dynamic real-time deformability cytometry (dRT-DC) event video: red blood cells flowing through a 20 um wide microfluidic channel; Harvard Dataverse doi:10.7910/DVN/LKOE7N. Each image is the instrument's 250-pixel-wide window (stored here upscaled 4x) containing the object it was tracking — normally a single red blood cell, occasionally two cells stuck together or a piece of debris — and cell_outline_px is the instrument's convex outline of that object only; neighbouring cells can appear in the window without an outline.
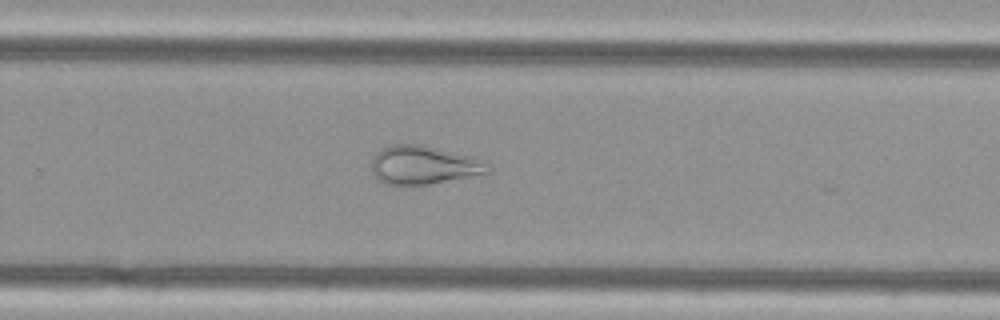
{"species": "Egyptian fruit bat (a non-hibernating species)", "species_latin": "Rousettus aegyptiacus", "temperature_condition": "cold", "stored_images_in_passage": 55, "camera_frame_rate_fps": 3000, "um_per_image_px": 0.085, "animal": {"sex": "female"}, "frame": {"image": 1, "passage_image": 36, "time_ms": 11.667, "image_size_px": [1000, 320], "cell_outline_px": [[492, 168], [488, 172], [428, 184], [388, 184], [380, 180], [372, 172], [372, 156], [380, 148], [392, 144], [416, 144], [476, 156], [488, 160], [492, 164]], "centroid_in_image_um": [36.06, 14.0], "position_along_channel_um": 293.7, "area_um2": 26.13}}
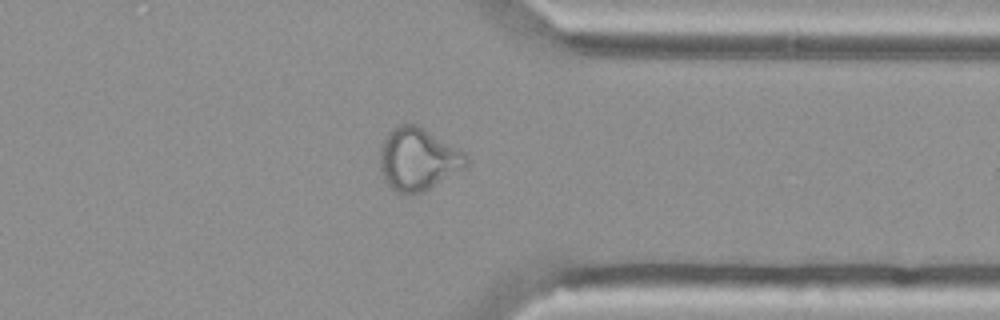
{"frame": {"image": 2, "passage_image": 43, "time_ms": 14.0, "image_size_px": [1000, 320], "cell_outline_px": [[468, 168], [412, 196], [408, 196], [396, 192], [384, 180], [380, 172], [380, 148], [384, 136], [396, 124], [420, 124], [464, 152], [468, 156]], "centroid_in_image_um": [35.53, 13.52], "position_along_channel_um": 375.9, "area_um2": 32.14}}
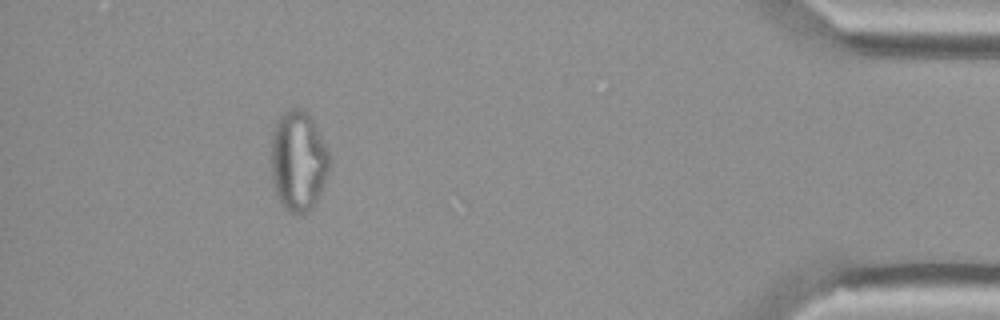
{"frame": {"image": 3, "passage_image": 50, "time_ms": 16.333, "image_size_px": [1000, 320], "cell_outline_px": [[332, 160], [324, 184], [316, 204], [312, 208], [300, 216], [288, 212], [284, 208], [276, 192], [272, 180], [272, 136], [276, 124], [280, 116], [284, 112], [292, 108], [300, 108], [308, 112], [312, 116], [328, 148]], "centroid_in_image_um": [25.4, 13.69], "position_along_channel_um": 409.8, "area_um2": 34.56}}